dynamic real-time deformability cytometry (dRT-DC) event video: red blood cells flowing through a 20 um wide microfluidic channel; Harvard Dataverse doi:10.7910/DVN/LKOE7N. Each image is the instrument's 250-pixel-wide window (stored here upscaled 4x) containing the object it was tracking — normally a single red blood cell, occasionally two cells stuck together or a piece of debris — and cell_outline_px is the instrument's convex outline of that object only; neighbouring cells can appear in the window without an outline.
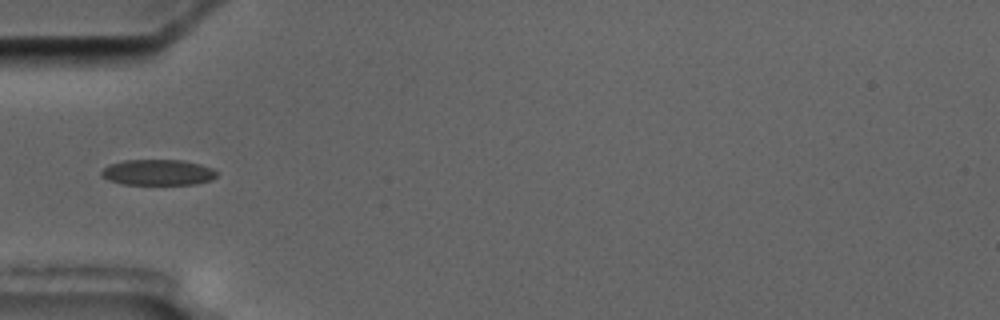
{"species": "common noctule bat (a hibernating species)", "species_latin": "Nyctalus noctula", "temperature_condition": "cold", "stored_images_in_passage": 11, "camera_frame_rate_fps": 3000, "um_per_image_px": 0.085, "animal": {"sex": "male", "body_mass_g": 17.5, "forearm_length_mm": 52.3}, "frame": {"image": 1, "passage_image": 1, "time_ms": 0.0, "image_size_px": [1000, 320], "cell_outline_px": [[216, 176], [212, 180], [196, 184], [120, 184], [108, 180], [100, 176], [100, 172], [108, 164], [124, 160], [184, 160], [200, 164], [212, 168], [216, 172]], "centroid_in_image_um": [13.39, 14.65], "position_along_channel_um": 71.6, "area_um2": 17.46}}
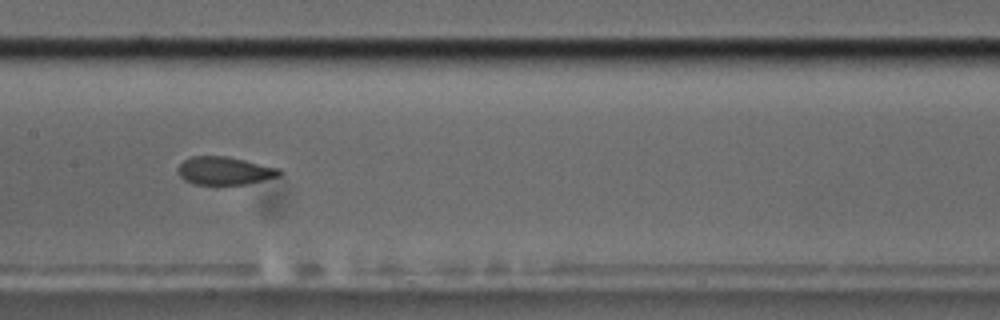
{"frame": {"image": 2, "passage_image": 4, "time_ms": 3.333, "image_size_px": [1000, 320], "cell_outline_px": [[284, 172], [280, 176], [248, 184], [196, 184], [184, 180], [176, 172], [176, 168], [184, 160], [192, 156], [224, 156], [244, 160], [280, 168]], "centroid_in_image_um": [19.1, 14.52], "position_along_channel_um": 188.3, "area_um2": 16.65}}
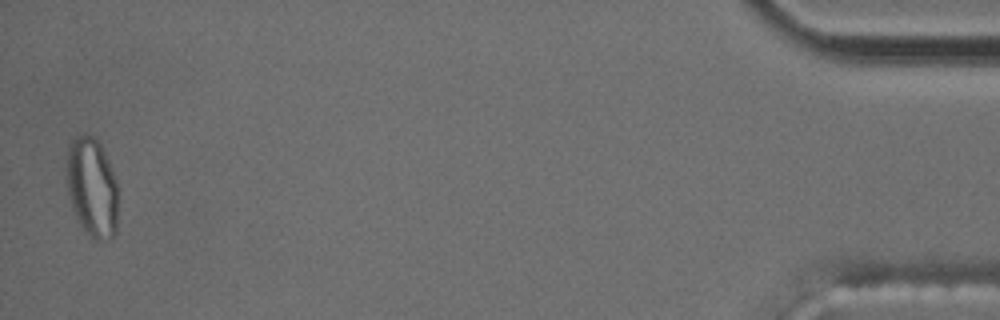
{"frame": {"image": 3, "passage_image": 11, "time_ms": 12.667, "image_size_px": [1000, 320], "cell_outline_px": [[120, 196], [116, 232], [108, 240], [96, 240], [80, 224], [72, 208], [68, 192], [68, 148], [72, 140], [76, 136], [84, 132], [96, 136], [104, 152], [116, 180]], "centroid_in_image_um": [7.87, 15.92], "position_along_channel_um": 427.3, "area_um2": 30.06}}